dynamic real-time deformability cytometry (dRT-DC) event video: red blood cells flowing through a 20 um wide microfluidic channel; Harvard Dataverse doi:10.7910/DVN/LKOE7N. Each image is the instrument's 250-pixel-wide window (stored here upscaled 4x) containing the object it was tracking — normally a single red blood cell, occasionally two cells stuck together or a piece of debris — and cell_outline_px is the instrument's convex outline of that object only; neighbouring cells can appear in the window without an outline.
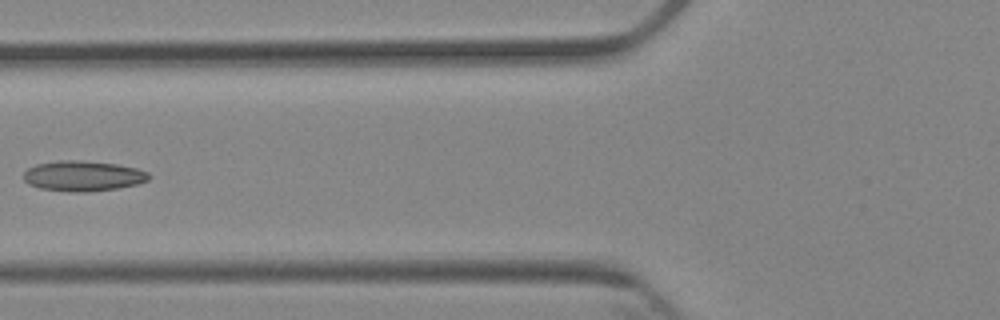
{"species": "Egyptian fruit bat (a non-hibernating species)", "species_latin": "Rousettus aegyptiacus", "temperature_condition": "cold", "stored_images_in_passage": 6, "camera_frame_rate_fps": 3000, "um_per_image_px": 0.085, "animal": {"sex": "female"}, "frame": {"image": 1, "passage_image": 5, "time_ms": 5.667, "image_size_px": [1000, 320], "cell_outline_px": [[152, 176], [148, 180], [136, 184], [116, 188], [88, 192], [68, 192], [40, 188], [28, 184], [24, 180], [24, 172], [28, 168], [36, 164], [60, 160], [80, 160], [116, 164], [136, 168], [148, 172]], "centroid_in_image_um": [7.05, 14.95], "position_along_channel_um": 118.8, "area_um2": 22.2}}
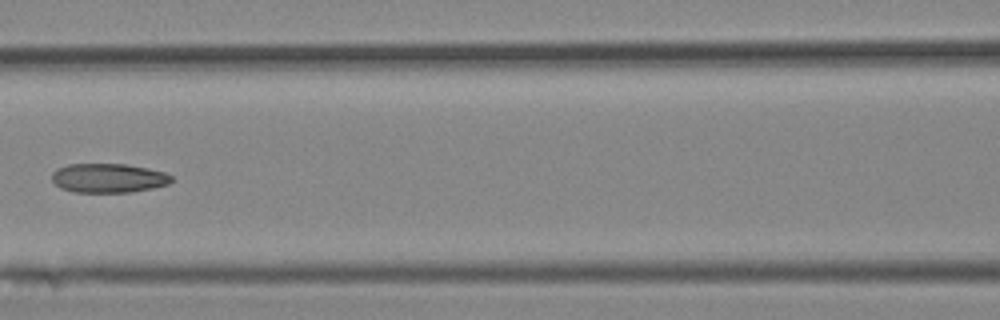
{"frame": {"image": 2, "passage_image": 6, "time_ms": 6.667, "image_size_px": [1000, 320], "cell_outline_px": [[172, 180], [168, 184], [152, 188], [132, 192], [72, 192], [60, 188], [52, 180], [52, 172], [56, 168], [68, 164], [124, 164], [148, 168], [164, 172], [172, 176]], "centroid_in_image_um": [9.19, 15.13], "position_along_channel_um": 157.4, "area_um2": 20.4}}